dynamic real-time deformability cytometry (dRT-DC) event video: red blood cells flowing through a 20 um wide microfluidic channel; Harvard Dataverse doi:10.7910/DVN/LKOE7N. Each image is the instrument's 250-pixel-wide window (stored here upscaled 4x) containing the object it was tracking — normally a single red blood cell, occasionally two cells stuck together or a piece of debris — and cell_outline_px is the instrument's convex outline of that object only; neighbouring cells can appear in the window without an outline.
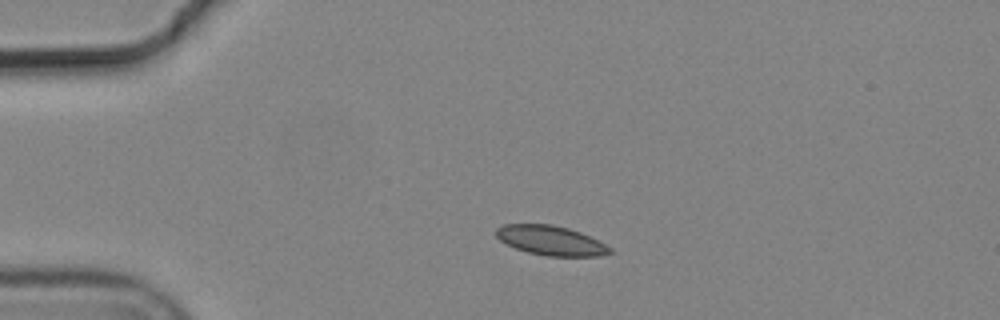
{"species": "common noctule bat (a hibernating species)", "species_latin": "Nyctalus noctula", "temperature_condition": "cold", "stored_images_in_passage": 3, "camera_frame_rate_fps": 3000, "um_per_image_px": 0.085, "animal": {"sex": "male", "body_mass_g": 19.2, "forearm_length_mm": 51.8}, "frame": {"image": 1, "passage_image": 2, "time_ms": 0.333, "image_size_px": [1000, 320], "cell_outline_px": [[612, 252], [600, 256], [548, 256], [528, 252], [516, 248], [500, 240], [496, 236], [496, 228], [504, 224], [552, 224], [568, 228], [580, 232], [612, 248]], "centroid_in_image_um": [46.81, 20.44], "position_along_channel_um": 38.2, "area_um2": 19.36}}